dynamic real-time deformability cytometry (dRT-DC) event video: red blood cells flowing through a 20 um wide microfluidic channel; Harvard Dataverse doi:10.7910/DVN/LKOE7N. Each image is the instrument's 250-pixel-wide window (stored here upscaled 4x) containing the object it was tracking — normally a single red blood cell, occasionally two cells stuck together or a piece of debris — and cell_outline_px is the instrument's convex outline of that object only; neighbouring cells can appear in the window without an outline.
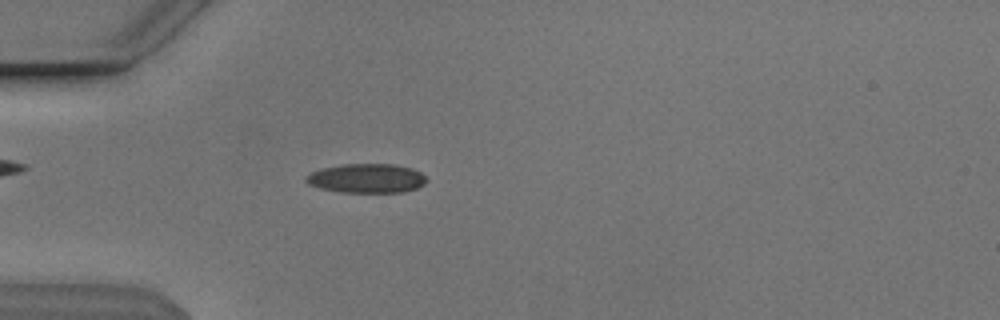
{"species": "Egyptian fruit bat (a non-hibernating species)", "species_latin": "Rousettus aegyptiacus", "temperature_condition": "cold", "stored_images_in_passage": 41, "camera_frame_rate_fps": 3000, "um_per_image_px": 0.085, "animal": {"sex": "male"}, "frame": {"image": 1, "passage_image": 3, "time_ms": 0.667, "image_size_px": [1000, 320], "cell_outline_px": [[428, 180], [424, 184], [416, 188], [404, 192], [340, 192], [320, 188], [308, 184], [304, 180], [304, 176], [320, 168], [340, 164], [392, 164], [412, 168], [420, 172]], "centroid_in_image_um": [31.13, 15.15], "position_along_channel_um": 53.9, "area_um2": 20.63}}
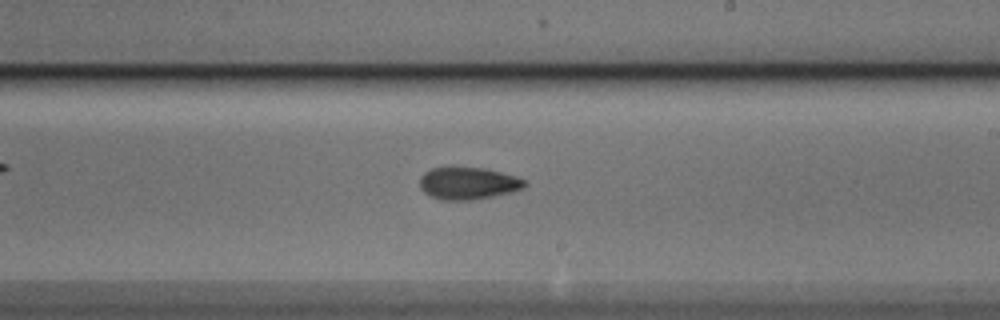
{"frame": {"image": 2, "passage_image": 19, "time_ms": 6.0, "image_size_px": [1000, 320], "cell_outline_px": [[528, 184], [524, 188], [512, 192], [472, 200], [440, 200], [424, 192], [420, 188], [420, 176], [424, 172], [432, 168], [452, 164], [484, 168], [516, 176], [524, 180]], "centroid_in_image_um": [39.75, 15.54], "position_along_channel_um": 249.2, "area_um2": 20.35}}
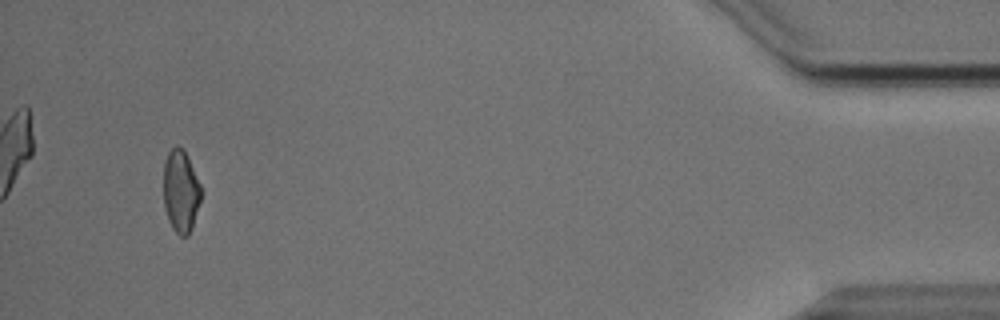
{"frame": {"image": 3, "passage_image": 38, "time_ms": 12.333, "image_size_px": [1000, 320], "cell_outline_px": [[200, 200], [192, 228], [188, 236], [180, 236], [172, 228], [168, 220], [164, 204], [164, 160], [168, 152], [176, 144], [184, 152], [200, 184]], "centroid_in_image_um": [15.34, 16.29], "position_along_channel_um": 419.9, "area_um2": 17.69}, "authors_computed_cell_mechanics": {"area_um2": 19.074, "velocity_mm_per_s": 3.8487, "shape_relaxation_time_tau1_ms": 6.0035, "shape_relaxation_time_tau2_ms": 6.9414, "deformation_change_tau1": 0.1437, "deformation_change_tau2": 0.1303}}